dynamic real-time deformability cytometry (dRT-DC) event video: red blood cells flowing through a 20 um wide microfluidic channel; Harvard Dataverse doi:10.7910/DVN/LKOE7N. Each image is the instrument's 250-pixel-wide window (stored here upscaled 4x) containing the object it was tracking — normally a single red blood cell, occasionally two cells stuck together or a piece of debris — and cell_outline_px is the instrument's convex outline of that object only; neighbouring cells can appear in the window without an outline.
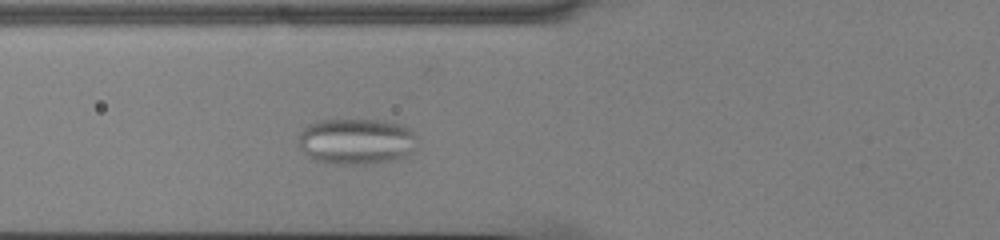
{"species": "common noctule bat (a hibernating species)", "species_latin": "Nyctalus noctula", "temperature_condition": "cold", "stored_images_in_passage": 45, "camera_frame_rate_fps": 3000, "um_per_image_px": 0.085, "animal": {"sex": "male", "body_mass_g": 13.0, "forearm_length_mm": 53.1}, "frame": {"image": 1, "passage_image": 11, "time_ms": 3.333, "image_size_px": [1000, 240], "cell_outline_px": [[420, 140], [416, 148], [412, 152], [400, 160], [372, 164], [328, 164], [316, 160], [308, 156], [300, 148], [300, 132], [308, 124], [320, 120], [380, 120], [400, 124], [412, 128]], "centroid_in_image_um": [30.38, 12.03], "position_along_channel_um": 95.4, "area_um2": 32.6}}
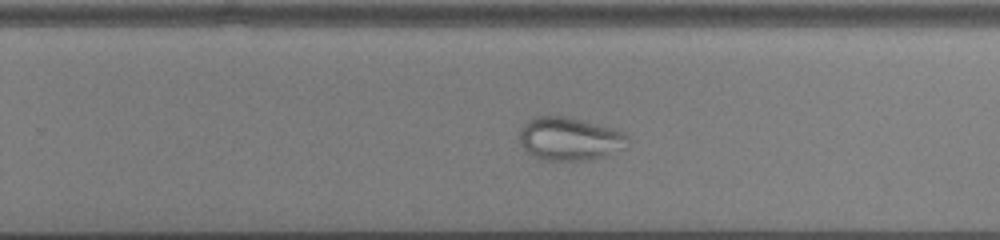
{"frame": {"image": 2, "passage_image": 26, "time_ms": 8.333, "image_size_px": [1000, 240], "cell_outline_px": [[628, 144], [624, 148], [604, 156], [592, 160], [540, 160], [524, 152], [520, 144], [520, 128], [528, 120], [536, 116], [564, 116], [612, 128], [624, 132], [628, 136]], "centroid_in_image_um": [48.38, 11.82], "position_along_channel_um": 281.4, "area_um2": 27.4}}
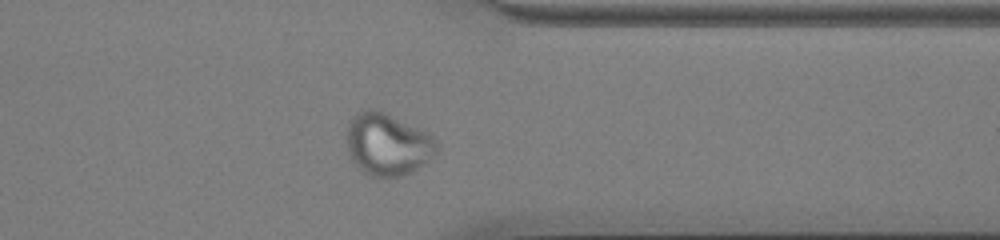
{"frame": {"image": 3, "passage_image": 34, "time_ms": 11.0, "image_size_px": [1000, 240], "cell_outline_px": [[436, 152], [424, 164], [400, 176], [372, 176], [364, 172], [352, 160], [348, 152], [348, 124], [352, 116], [356, 112], [364, 108], [372, 108], [384, 112], [432, 136], [436, 140]], "centroid_in_image_um": [32.9, 12.24], "position_along_channel_um": 378.5, "area_um2": 31.85}}